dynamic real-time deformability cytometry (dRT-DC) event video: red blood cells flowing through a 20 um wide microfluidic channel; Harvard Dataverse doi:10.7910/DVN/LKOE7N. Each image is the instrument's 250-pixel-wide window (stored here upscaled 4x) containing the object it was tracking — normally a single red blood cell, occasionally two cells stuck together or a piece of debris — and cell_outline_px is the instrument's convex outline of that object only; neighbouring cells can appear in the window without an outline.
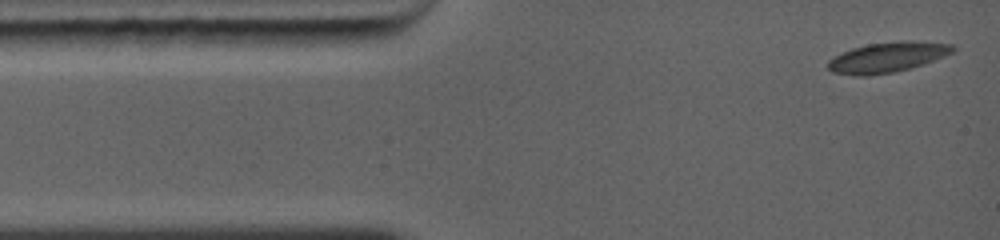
{"species": "common noctule bat (a hibernating species)", "species_latin": "Nyctalus noctula", "temperature_condition": "warm", "stored_images_in_passage": 1, "camera_frame_rate_fps": 5000, "um_per_image_px": 0.085, "animal": {"sex": "female", "body_mass_g": 19.0, "forearm_length_mm": 56.7}, "frame": {"image": 1, "passage_image": 1, "time_ms": 0.0, "image_size_px": [1000, 240], "cell_outline_px": [[956, 48], [952, 52], [944, 56], [924, 64], [896, 72], [868, 76], [856, 76], [832, 72], [828, 68], [828, 60], [852, 48], [868, 44], [900, 40], [908, 40], [952, 44]], "centroid_in_image_um": [75.44, 4.87], "position_along_channel_um": 9.6, "area_um2": 22.02}}